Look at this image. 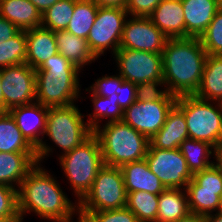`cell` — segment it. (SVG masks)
Instances as JSON below:
<instances>
[{
  "label": "cell",
  "mask_w": 222,
  "mask_h": 222,
  "mask_svg": "<svg viewBox=\"0 0 222 222\" xmlns=\"http://www.w3.org/2000/svg\"><path fill=\"white\" fill-rule=\"evenodd\" d=\"M41 166L37 163L17 189L21 221L23 222L26 213L34 212L42 220L73 222L74 215L78 213V202L70 201L58 180H55L57 178Z\"/></svg>",
  "instance_id": "1"
},
{
  "label": "cell",
  "mask_w": 222,
  "mask_h": 222,
  "mask_svg": "<svg viewBox=\"0 0 222 222\" xmlns=\"http://www.w3.org/2000/svg\"><path fill=\"white\" fill-rule=\"evenodd\" d=\"M207 56L198 37L169 38L162 52L163 81L168 93L176 97L194 95Z\"/></svg>",
  "instance_id": "2"
},
{
  "label": "cell",
  "mask_w": 222,
  "mask_h": 222,
  "mask_svg": "<svg viewBox=\"0 0 222 222\" xmlns=\"http://www.w3.org/2000/svg\"><path fill=\"white\" fill-rule=\"evenodd\" d=\"M62 54H55L36 69V102L44 107H63L80 98L79 73Z\"/></svg>",
  "instance_id": "3"
},
{
  "label": "cell",
  "mask_w": 222,
  "mask_h": 222,
  "mask_svg": "<svg viewBox=\"0 0 222 222\" xmlns=\"http://www.w3.org/2000/svg\"><path fill=\"white\" fill-rule=\"evenodd\" d=\"M102 125L93 134L98 138L104 164L121 167L145 159L149 146L145 135L123 120Z\"/></svg>",
  "instance_id": "4"
},
{
  "label": "cell",
  "mask_w": 222,
  "mask_h": 222,
  "mask_svg": "<svg viewBox=\"0 0 222 222\" xmlns=\"http://www.w3.org/2000/svg\"><path fill=\"white\" fill-rule=\"evenodd\" d=\"M58 160L79 202L91 189L99 169L104 165L98 138L92 134L81 145L59 155Z\"/></svg>",
  "instance_id": "5"
},
{
  "label": "cell",
  "mask_w": 222,
  "mask_h": 222,
  "mask_svg": "<svg viewBox=\"0 0 222 222\" xmlns=\"http://www.w3.org/2000/svg\"><path fill=\"white\" fill-rule=\"evenodd\" d=\"M175 105L184 113L190 139L207 142L214 148L222 142V103L182 95Z\"/></svg>",
  "instance_id": "6"
},
{
  "label": "cell",
  "mask_w": 222,
  "mask_h": 222,
  "mask_svg": "<svg viewBox=\"0 0 222 222\" xmlns=\"http://www.w3.org/2000/svg\"><path fill=\"white\" fill-rule=\"evenodd\" d=\"M127 196L121 168L104 164L91 189L78 202V213L87 216L94 211L126 207Z\"/></svg>",
  "instance_id": "7"
},
{
  "label": "cell",
  "mask_w": 222,
  "mask_h": 222,
  "mask_svg": "<svg viewBox=\"0 0 222 222\" xmlns=\"http://www.w3.org/2000/svg\"><path fill=\"white\" fill-rule=\"evenodd\" d=\"M84 117L76 103L48 108L44 136H48L60 150L62 149L61 155L81 145L93 134Z\"/></svg>",
  "instance_id": "8"
},
{
  "label": "cell",
  "mask_w": 222,
  "mask_h": 222,
  "mask_svg": "<svg viewBox=\"0 0 222 222\" xmlns=\"http://www.w3.org/2000/svg\"><path fill=\"white\" fill-rule=\"evenodd\" d=\"M129 17L125 8L98 7L94 24L87 36L88 46L98 59L107 49L113 53L120 47L125 21Z\"/></svg>",
  "instance_id": "9"
},
{
  "label": "cell",
  "mask_w": 222,
  "mask_h": 222,
  "mask_svg": "<svg viewBox=\"0 0 222 222\" xmlns=\"http://www.w3.org/2000/svg\"><path fill=\"white\" fill-rule=\"evenodd\" d=\"M118 64V74L128 82L138 84L163 81L162 54L133 49H118L113 55Z\"/></svg>",
  "instance_id": "10"
},
{
  "label": "cell",
  "mask_w": 222,
  "mask_h": 222,
  "mask_svg": "<svg viewBox=\"0 0 222 222\" xmlns=\"http://www.w3.org/2000/svg\"><path fill=\"white\" fill-rule=\"evenodd\" d=\"M3 112L36 102V70L26 63L0 69Z\"/></svg>",
  "instance_id": "11"
},
{
  "label": "cell",
  "mask_w": 222,
  "mask_h": 222,
  "mask_svg": "<svg viewBox=\"0 0 222 222\" xmlns=\"http://www.w3.org/2000/svg\"><path fill=\"white\" fill-rule=\"evenodd\" d=\"M145 160L151 172L159 178L166 189H186L188 182L192 180L193 174L188 169L179 148H148Z\"/></svg>",
  "instance_id": "12"
},
{
  "label": "cell",
  "mask_w": 222,
  "mask_h": 222,
  "mask_svg": "<svg viewBox=\"0 0 222 222\" xmlns=\"http://www.w3.org/2000/svg\"><path fill=\"white\" fill-rule=\"evenodd\" d=\"M177 97L167 93L161 100H137L124 111L123 121L150 139L164 125L167 114L176 104Z\"/></svg>",
  "instance_id": "13"
},
{
  "label": "cell",
  "mask_w": 222,
  "mask_h": 222,
  "mask_svg": "<svg viewBox=\"0 0 222 222\" xmlns=\"http://www.w3.org/2000/svg\"><path fill=\"white\" fill-rule=\"evenodd\" d=\"M26 140L36 149L37 163L53 153V147L44 140L48 108L38 102L13 107L8 111ZM52 147V148H51Z\"/></svg>",
  "instance_id": "14"
},
{
  "label": "cell",
  "mask_w": 222,
  "mask_h": 222,
  "mask_svg": "<svg viewBox=\"0 0 222 222\" xmlns=\"http://www.w3.org/2000/svg\"><path fill=\"white\" fill-rule=\"evenodd\" d=\"M168 38L149 17L130 16L125 21L119 49L162 54Z\"/></svg>",
  "instance_id": "15"
},
{
  "label": "cell",
  "mask_w": 222,
  "mask_h": 222,
  "mask_svg": "<svg viewBox=\"0 0 222 222\" xmlns=\"http://www.w3.org/2000/svg\"><path fill=\"white\" fill-rule=\"evenodd\" d=\"M184 17L181 0H162L149 16L168 39L186 37Z\"/></svg>",
  "instance_id": "16"
},
{
  "label": "cell",
  "mask_w": 222,
  "mask_h": 222,
  "mask_svg": "<svg viewBox=\"0 0 222 222\" xmlns=\"http://www.w3.org/2000/svg\"><path fill=\"white\" fill-rule=\"evenodd\" d=\"M189 138L184 113L174 105L163 127L149 139L148 148L177 149Z\"/></svg>",
  "instance_id": "17"
},
{
  "label": "cell",
  "mask_w": 222,
  "mask_h": 222,
  "mask_svg": "<svg viewBox=\"0 0 222 222\" xmlns=\"http://www.w3.org/2000/svg\"><path fill=\"white\" fill-rule=\"evenodd\" d=\"M184 10L186 37H200L217 11L219 0H181Z\"/></svg>",
  "instance_id": "18"
},
{
  "label": "cell",
  "mask_w": 222,
  "mask_h": 222,
  "mask_svg": "<svg viewBox=\"0 0 222 222\" xmlns=\"http://www.w3.org/2000/svg\"><path fill=\"white\" fill-rule=\"evenodd\" d=\"M37 165V153L0 152V184L18 189Z\"/></svg>",
  "instance_id": "19"
},
{
  "label": "cell",
  "mask_w": 222,
  "mask_h": 222,
  "mask_svg": "<svg viewBox=\"0 0 222 222\" xmlns=\"http://www.w3.org/2000/svg\"><path fill=\"white\" fill-rule=\"evenodd\" d=\"M27 58L25 63L38 69L47 59L57 54L55 33L43 26L26 30Z\"/></svg>",
  "instance_id": "20"
},
{
  "label": "cell",
  "mask_w": 222,
  "mask_h": 222,
  "mask_svg": "<svg viewBox=\"0 0 222 222\" xmlns=\"http://www.w3.org/2000/svg\"><path fill=\"white\" fill-rule=\"evenodd\" d=\"M120 168L127 194L135 191H146L159 195L166 189L159 178L151 172L145 159L126 163Z\"/></svg>",
  "instance_id": "21"
},
{
  "label": "cell",
  "mask_w": 222,
  "mask_h": 222,
  "mask_svg": "<svg viewBox=\"0 0 222 222\" xmlns=\"http://www.w3.org/2000/svg\"><path fill=\"white\" fill-rule=\"evenodd\" d=\"M54 33L58 53L80 71L85 65L97 60L88 46L87 39L77 37L66 30H58Z\"/></svg>",
  "instance_id": "22"
},
{
  "label": "cell",
  "mask_w": 222,
  "mask_h": 222,
  "mask_svg": "<svg viewBox=\"0 0 222 222\" xmlns=\"http://www.w3.org/2000/svg\"><path fill=\"white\" fill-rule=\"evenodd\" d=\"M0 15L24 31L42 22L41 12L29 0H0Z\"/></svg>",
  "instance_id": "23"
},
{
  "label": "cell",
  "mask_w": 222,
  "mask_h": 222,
  "mask_svg": "<svg viewBox=\"0 0 222 222\" xmlns=\"http://www.w3.org/2000/svg\"><path fill=\"white\" fill-rule=\"evenodd\" d=\"M195 97L222 103V55H208Z\"/></svg>",
  "instance_id": "24"
},
{
  "label": "cell",
  "mask_w": 222,
  "mask_h": 222,
  "mask_svg": "<svg viewBox=\"0 0 222 222\" xmlns=\"http://www.w3.org/2000/svg\"><path fill=\"white\" fill-rule=\"evenodd\" d=\"M157 222H175L189 213L186 189L168 188L158 196Z\"/></svg>",
  "instance_id": "25"
},
{
  "label": "cell",
  "mask_w": 222,
  "mask_h": 222,
  "mask_svg": "<svg viewBox=\"0 0 222 222\" xmlns=\"http://www.w3.org/2000/svg\"><path fill=\"white\" fill-rule=\"evenodd\" d=\"M0 152L36 153L8 111L0 112Z\"/></svg>",
  "instance_id": "26"
},
{
  "label": "cell",
  "mask_w": 222,
  "mask_h": 222,
  "mask_svg": "<svg viewBox=\"0 0 222 222\" xmlns=\"http://www.w3.org/2000/svg\"><path fill=\"white\" fill-rule=\"evenodd\" d=\"M179 150L184 156L188 169L192 174L203 171L214 164L211 161L215 156V148L207 142L195 139H186L179 146Z\"/></svg>",
  "instance_id": "27"
},
{
  "label": "cell",
  "mask_w": 222,
  "mask_h": 222,
  "mask_svg": "<svg viewBox=\"0 0 222 222\" xmlns=\"http://www.w3.org/2000/svg\"><path fill=\"white\" fill-rule=\"evenodd\" d=\"M186 192L190 213L208 215L222 211V197L218 191L201 190L192 179L186 186Z\"/></svg>",
  "instance_id": "28"
},
{
  "label": "cell",
  "mask_w": 222,
  "mask_h": 222,
  "mask_svg": "<svg viewBox=\"0 0 222 222\" xmlns=\"http://www.w3.org/2000/svg\"><path fill=\"white\" fill-rule=\"evenodd\" d=\"M91 101L93 104V113L88 114L86 122L94 131L101 126L103 119H107L106 123L121 121L124 116L123 109L118 105V100L115 97H103L95 95L91 92Z\"/></svg>",
  "instance_id": "29"
},
{
  "label": "cell",
  "mask_w": 222,
  "mask_h": 222,
  "mask_svg": "<svg viewBox=\"0 0 222 222\" xmlns=\"http://www.w3.org/2000/svg\"><path fill=\"white\" fill-rule=\"evenodd\" d=\"M98 7L93 0H77L72 19L69 21L66 31L77 37L87 39L94 24Z\"/></svg>",
  "instance_id": "30"
},
{
  "label": "cell",
  "mask_w": 222,
  "mask_h": 222,
  "mask_svg": "<svg viewBox=\"0 0 222 222\" xmlns=\"http://www.w3.org/2000/svg\"><path fill=\"white\" fill-rule=\"evenodd\" d=\"M158 196L146 191L130 192L127 196L126 207L136 215L140 222H157Z\"/></svg>",
  "instance_id": "31"
},
{
  "label": "cell",
  "mask_w": 222,
  "mask_h": 222,
  "mask_svg": "<svg viewBox=\"0 0 222 222\" xmlns=\"http://www.w3.org/2000/svg\"><path fill=\"white\" fill-rule=\"evenodd\" d=\"M77 0H59L42 14L41 26L56 32L66 30Z\"/></svg>",
  "instance_id": "32"
},
{
  "label": "cell",
  "mask_w": 222,
  "mask_h": 222,
  "mask_svg": "<svg viewBox=\"0 0 222 222\" xmlns=\"http://www.w3.org/2000/svg\"><path fill=\"white\" fill-rule=\"evenodd\" d=\"M27 58L26 33L20 30L8 41L0 43V69L25 63Z\"/></svg>",
  "instance_id": "33"
},
{
  "label": "cell",
  "mask_w": 222,
  "mask_h": 222,
  "mask_svg": "<svg viewBox=\"0 0 222 222\" xmlns=\"http://www.w3.org/2000/svg\"><path fill=\"white\" fill-rule=\"evenodd\" d=\"M199 39L208 55H222V8L217 11Z\"/></svg>",
  "instance_id": "34"
},
{
  "label": "cell",
  "mask_w": 222,
  "mask_h": 222,
  "mask_svg": "<svg viewBox=\"0 0 222 222\" xmlns=\"http://www.w3.org/2000/svg\"><path fill=\"white\" fill-rule=\"evenodd\" d=\"M0 216L9 222H22L18 212L17 189L0 184Z\"/></svg>",
  "instance_id": "35"
},
{
  "label": "cell",
  "mask_w": 222,
  "mask_h": 222,
  "mask_svg": "<svg viewBox=\"0 0 222 222\" xmlns=\"http://www.w3.org/2000/svg\"><path fill=\"white\" fill-rule=\"evenodd\" d=\"M192 179L201 190L218 191V195L222 197V171L215 164L193 174Z\"/></svg>",
  "instance_id": "36"
},
{
  "label": "cell",
  "mask_w": 222,
  "mask_h": 222,
  "mask_svg": "<svg viewBox=\"0 0 222 222\" xmlns=\"http://www.w3.org/2000/svg\"><path fill=\"white\" fill-rule=\"evenodd\" d=\"M124 80L120 75H104L101 78H98L92 86L86 88L87 92H92L95 95H100L103 97H115L118 100L117 91L119 86Z\"/></svg>",
  "instance_id": "37"
},
{
  "label": "cell",
  "mask_w": 222,
  "mask_h": 222,
  "mask_svg": "<svg viewBox=\"0 0 222 222\" xmlns=\"http://www.w3.org/2000/svg\"><path fill=\"white\" fill-rule=\"evenodd\" d=\"M92 222H140L127 207L112 210L94 211L87 215Z\"/></svg>",
  "instance_id": "38"
},
{
  "label": "cell",
  "mask_w": 222,
  "mask_h": 222,
  "mask_svg": "<svg viewBox=\"0 0 222 222\" xmlns=\"http://www.w3.org/2000/svg\"><path fill=\"white\" fill-rule=\"evenodd\" d=\"M165 88H159V87ZM159 88V89H158ZM162 89V90H160ZM168 93L164 81H148L136 84V99L144 102L161 100Z\"/></svg>",
  "instance_id": "39"
},
{
  "label": "cell",
  "mask_w": 222,
  "mask_h": 222,
  "mask_svg": "<svg viewBox=\"0 0 222 222\" xmlns=\"http://www.w3.org/2000/svg\"><path fill=\"white\" fill-rule=\"evenodd\" d=\"M162 0H127L125 10L130 16L149 17Z\"/></svg>",
  "instance_id": "40"
},
{
  "label": "cell",
  "mask_w": 222,
  "mask_h": 222,
  "mask_svg": "<svg viewBox=\"0 0 222 222\" xmlns=\"http://www.w3.org/2000/svg\"><path fill=\"white\" fill-rule=\"evenodd\" d=\"M118 105L125 111L136 101V84L123 81L117 91Z\"/></svg>",
  "instance_id": "41"
},
{
  "label": "cell",
  "mask_w": 222,
  "mask_h": 222,
  "mask_svg": "<svg viewBox=\"0 0 222 222\" xmlns=\"http://www.w3.org/2000/svg\"><path fill=\"white\" fill-rule=\"evenodd\" d=\"M19 31L20 29L16 25L0 15V43L3 41H8Z\"/></svg>",
  "instance_id": "42"
},
{
  "label": "cell",
  "mask_w": 222,
  "mask_h": 222,
  "mask_svg": "<svg viewBox=\"0 0 222 222\" xmlns=\"http://www.w3.org/2000/svg\"><path fill=\"white\" fill-rule=\"evenodd\" d=\"M99 7L125 8L127 0H93Z\"/></svg>",
  "instance_id": "43"
},
{
  "label": "cell",
  "mask_w": 222,
  "mask_h": 222,
  "mask_svg": "<svg viewBox=\"0 0 222 222\" xmlns=\"http://www.w3.org/2000/svg\"><path fill=\"white\" fill-rule=\"evenodd\" d=\"M43 14L49 7L59 0H29Z\"/></svg>",
  "instance_id": "44"
},
{
  "label": "cell",
  "mask_w": 222,
  "mask_h": 222,
  "mask_svg": "<svg viewBox=\"0 0 222 222\" xmlns=\"http://www.w3.org/2000/svg\"><path fill=\"white\" fill-rule=\"evenodd\" d=\"M175 222H205V215L189 213L186 217Z\"/></svg>",
  "instance_id": "45"
},
{
  "label": "cell",
  "mask_w": 222,
  "mask_h": 222,
  "mask_svg": "<svg viewBox=\"0 0 222 222\" xmlns=\"http://www.w3.org/2000/svg\"><path fill=\"white\" fill-rule=\"evenodd\" d=\"M214 164L222 171V142L215 148Z\"/></svg>",
  "instance_id": "46"
},
{
  "label": "cell",
  "mask_w": 222,
  "mask_h": 222,
  "mask_svg": "<svg viewBox=\"0 0 222 222\" xmlns=\"http://www.w3.org/2000/svg\"><path fill=\"white\" fill-rule=\"evenodd\" d=\"M205 222H222V211L205 215Z\"/></svg>",
  "instance_id": "47"
},
{
  "label": "cell",
  "mask_w": 222,
  "mask_h": 222,
  "mask_svg": "<svg viewBox=\"0 0 222 222\" xmlns=\"http://www.w3.org/2000/svg\"><path fill=\"white\" fill-rule=\"evenodd\" d=\"M78 217H77V222H92L87 216H84L80 213H77L76 214Z\"/></svg>",
  "instance_id": "48"
},
{
  "label": "cell",
  "mask_w": 222,
  "mask_h": 222,
  "mask_svg": "<svg viewBox=\"0 0 222 222\" xmlns=\"http://www.w3.org/2000/svg\"><path fill=\"white\" fill-rule=\"evenodd\" d=\"M1 76H0V111L3 112V92H2V86H1Z\"/></svg>",
  "instance_id": "49"
},
{
  "label": "cell",
  "mask_w": 222,
  "mask_h": 222,
  "mask_svg": "<svg viewBox=\"0 0 222 222\" xmlns=\"http://www.w3.org/2000/svg\"><path fill=\"white\" fill-rule=\"evenodd\" d=\"M0 222H9L4 216H0Z\"/></svg>",
  "instance_id": "50"
},
{
  "label": "cell",
  "mask_w": 222,
  "mask_h": 222,
  "mask_svg": "<svg viewBox=\"0 0 222 222\" xmlns=\"http://www.w3.org/2000/svg\"><path fill=\"white\" fill-rule=\"evenodd\" d=\"M220 7L222 8V0H219Z\"/></svg>",
  "instance_id": "51"
}]
</instances>
